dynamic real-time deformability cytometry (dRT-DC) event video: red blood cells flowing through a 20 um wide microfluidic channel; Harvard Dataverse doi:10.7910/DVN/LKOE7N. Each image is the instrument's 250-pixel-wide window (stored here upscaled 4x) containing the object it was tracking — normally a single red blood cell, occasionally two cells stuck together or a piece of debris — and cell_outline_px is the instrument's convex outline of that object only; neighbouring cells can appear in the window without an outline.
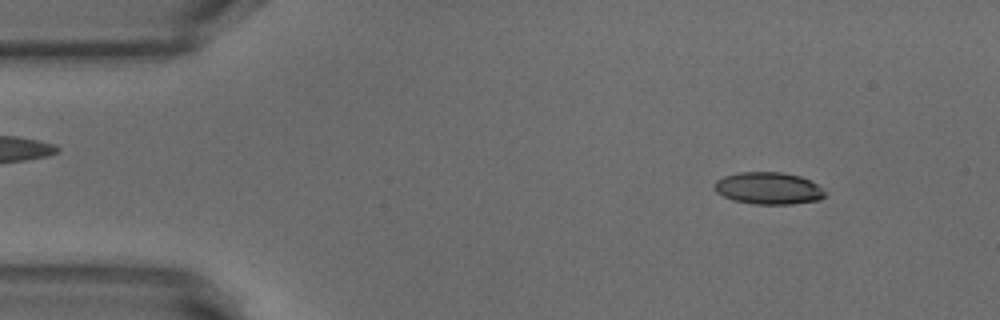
{"species": "common noctule bat (a hibernating species)", "species_latin": "Nyctalus noctula", "temperature_condition": "warm", "stored_images_in_passage": 51, "camera_frame_rate_fps": 3000, "um_per_image_px": 0.085, "animal": {"sex": "male", "body_mass_g": 18.8}, "frame": {"image": 1, "passage_image": 5, "time_ms": 1.333, "image_size_px": [1000, 320], "cell_outline_px": [[824, 196], [820, 200], [792, 204], [752, 204], [732, 200], [716, 192], [716, 180], [724, 176], [740, 172], [780, 172], [800, 176], [816, 184], [824, 192]], "centroid_in_image_um": [65.3, 16.01], "position_along_channel_um": 19.7, "area_um2": 20.46}}
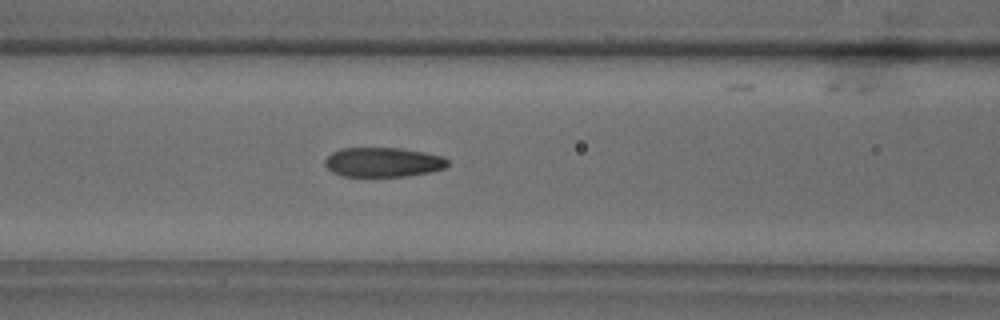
{"frame": {"image": 2, "passage_image": 20, "time_ms": 6.333, "image_size_px": [1000, 320], "cell_outline_px": [[448, 164], [444, 168], [428, 172], [408, 176], [340, 176], [332, 172], [324, 164], [324, 160], [332, 152], [340, 148], [400, 148], [444, 156], [448, 160]], "centroid_in_image_um": [32.53, 13.78], "position_along_channel_um": 134.1, "area_um2": 21.1}}
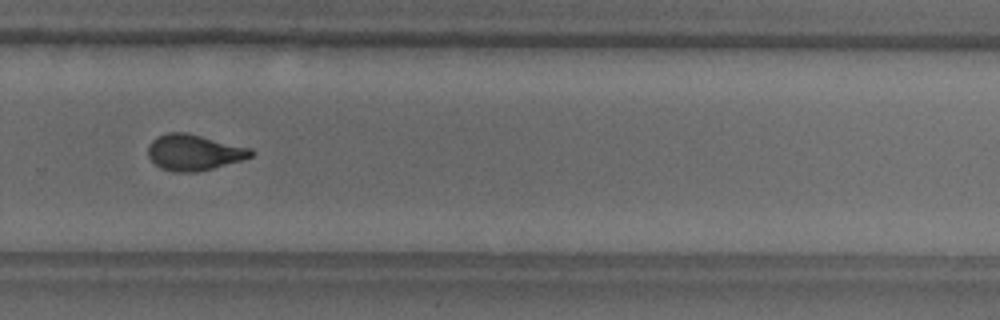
{"frame": {"image": 3, "passage_image": 34, "time_ms": 11.0, "image_size_px": [1000, 320], "cell_outline_px": [[256, 152], [252, 156], [240, 160], [212, 168], [196, 172], [172, 172], [160, 168], [148, 156], [148, 144], [156, 136], [168, 132], [188, 132], [252, 148]], "centroid_in_image_um": [16.47, 12.93], "position_along_channel_um": 313.3, "area_um2": 21.73}, "authors_computed_cell_mechanics": {"area_um2": 21.5016, "velocity_mm_per_s": 3.8463, "shape_relaxation_time_tau1_ms": 5.5865, "shape_relaxation_time_tau2_ms": 1.2835, "deformation_change_tau1": 0.1801, "deformation_change_tau2": 0.0801}}